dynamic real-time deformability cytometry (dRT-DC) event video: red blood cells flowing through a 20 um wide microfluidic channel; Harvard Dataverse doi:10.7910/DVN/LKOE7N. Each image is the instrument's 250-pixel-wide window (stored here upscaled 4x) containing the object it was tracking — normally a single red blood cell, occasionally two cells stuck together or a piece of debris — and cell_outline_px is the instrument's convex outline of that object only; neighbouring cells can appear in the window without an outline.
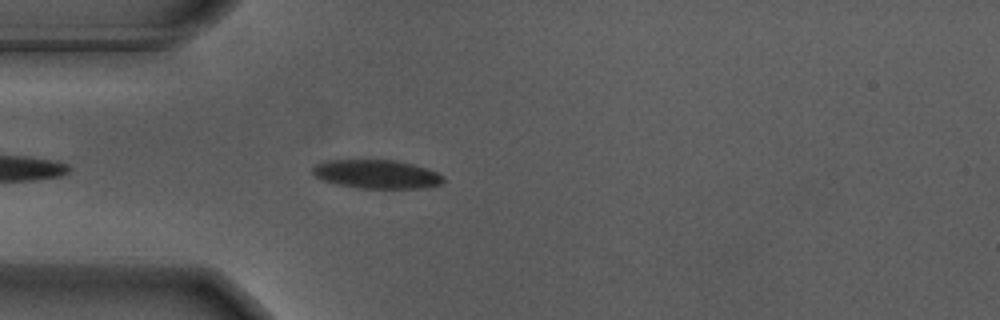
{"species": "Egyptian fruit bat (a non-hibernating species)", "species_latin": "Rousettus aegyptiacus", "temperature_condition": "warm", "stored_images_in_passage": 44, "camera_frame_rate_fps": 3000, "um_per_image_px": 0.085, "animal": {"sex": "male"}, "frame": {"image": 1, "passage_image": 4, "time_ms": 1.0, "image_size_px": [1000, 320], "cell_outline_px": [[444, 180], [440, 184], [420, 188], [356, 188], [336, 184], [324, 180], [316, 176], [312, 172], [312, 168], [316, 164], [324, 160], [396, 160], [412, 164], [436, 172], [444, 176]], "centroid_in_image_um": [31.98, 14.8], "position_along_channel_um": 53.0, "area_um2": 21.73}}
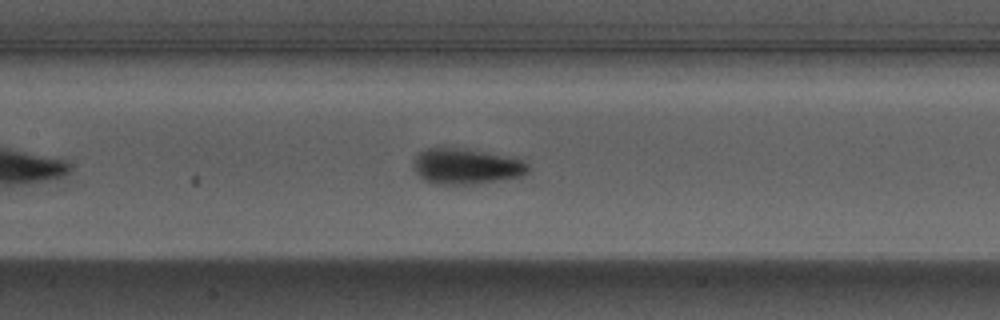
{"frame": {"image": 2, "passage_image": 14, "time_ms": 4.333, "image_size_px": [1000, 320], "cell_outline_px": [[528, 172], [520, 176], [472, 184], [432, 184], [424, 180], [412, 168], [412, 160], [420, 152], [428, 148], [464, 148], [524, 160], [528, 164]], "centroid_in_image_um": [39.56, 14.14], "position_along_channel_um": 167.8, "area_um2": 23.64}}
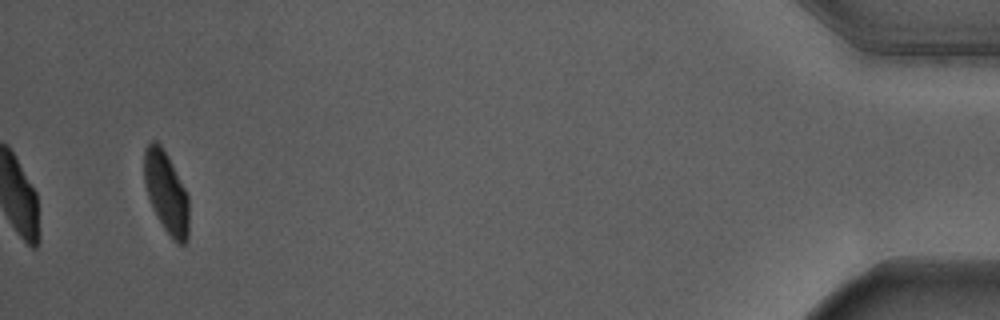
{"frame": {"image": 3, "passage_image": 42, "time_ms": 13.667, "image_size_px": [1000, 320], "cell_outline_px": [[188, 240], [184, 244], [180, 244], [164, 228], [148, 196], [144, 180], [144, 148], [152, 140], [156, 140], [160, 144], [168, 156], [188, 196]], "centroid_in_image_um": [14.13, 16.3], "position_along_channel_um": 421.1, "area_um2": 20.69}, "authors_computed_cell_mechanics": {"area_um2": 22.7154, "velocity_mm_per_s": 3.6445, "shape_relaxation_time_tau1_ms": 2.2599, "shape_relaxation_time_tau2_ms": null, "deformation_change_tau1": 0.1583, "deformation_change_tau2": null}}